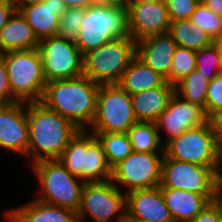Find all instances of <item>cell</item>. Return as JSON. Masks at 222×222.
Here are the masks:
<instances>
[{"label": "cell", "instance_id": "10", "mask_svg": "<svg viewBox=\"0 0 222 222\" xmlns=\"http://www.w3.org/2000/svg\"><path fill=\"white\" fill-rule=\"evenodd\" d=\"M111 180L85 183L76 213L78 222H87L89 215L94 222H126V193H122Z\"/></svg>", "mask_w": 222, "mask_h": 222}, {"label": "cell", "instance_id": "45", "mask_svg": "<svg viewBox=\"0 0 222 222\" xmlns=\"http://www.w3.org/2000/svg\"><path fill=\"white\" fill-rule=\"evenodd\" d=\"M218 198L222 201V174L220 175V180H219Z\"/></svg>", "mask_w": 222, "mask_h": 222}, {"label": "cell", "instance_id": "30", "mask_svg": "<svg viewBox=\"0 0 222 222\" xmlns=\"http://www.w3.org/2000/svg\"><path fill=\"white\" fill-rule=\"evenodd\" d=\"M196 68V51L177 46L172 56L169 83L175 85Z\"/></svg>", "mask_w": 222, "mask_h": 222}, {"label": "cell", "instance_id": "19", "mask_svg": "<svg viewBox=\"0 0 222 222\" xmlns=\"http://www.w3.org/2000/svg\"><path fill=\"white\" fill-rule=\"evenodd\" d=\"M166 206L174 222H189L218 195H200L190 191L161 188Z\"/></svg>", "mask_w": 222, "mask_h": 222}, {"label": "cell", "instance_id": "44", "mask_svg": "<svg viewBox=\"0 0 222 222\" xmlns=\"http://www.w3.org/2000/svg\"><path fill=\"white\" fill-rule=\"evenodd\" d=\"M5 219H7V221L9 220V222H20L18 217L16 216V214L12 211V209L10 211H5Z\"/></svg>", "mask_w": 222, "mask_h": 222}, {"label": "cell", "instance_id": "41", "mask_svg": "<svg viewBox=\"0 0 222 222\" xmlns=\"http://www.w3.org/2000/svg\"><path fill=\"white\" fill-rule=\"evenodd\" d=\"M202 3L214 14L222 17V0H204Z\"/></svg>", "mask_w": 222, "mask_h": 222}, {"label": "cell", "instance_id": "8", "mask_svg": "<svg viewBox=\"0 0 222 222\" xmlns=\"http://www.w3.org/2000/svg\"><path fill=\"white\" fill-rule=\"evenodd\" d=\"M131 95L118 84H100L91 133H126L136 123Z\"/></svg>", "mask_w": 222, "mask_h": 222}, {"label": "cell", "instance_id": "32", "mask_svg": "<svg viewBox=\"0 0 222 222\" xmlns=\"http://www.w3.org/2000/svg\"><path fill=\"white\" fill-rule=\"evenodd\" d=\"M196 68L204 74L208 80H212L219 73H222L218 41L196 51Z\"/></svg>", "mask_w": 222, "mask_h": 222}, {"label": "cell", "instance_id": "50", "mask_svg": "<svg viewBox=\"0 0 222 222\" xmlns=\"http://www.w3.org/2000/svg\"><path fill=\"white\" fill-rule=\"evenodd\" d=\"M218 42L222 45V37L218 40Z\"/></svg>", "mask_w": 222, "mask_h": 222}, {"label": "cell", "instance_id": "27", "mask_svg": "<svg viewBox=\"0 0 222 222\" xmlns=\"http://www.w3.org/2000/svg\"><path fill=\"white\" fill-rule=\"evenodd\" d=\"M209 81L204 74L195 68L174 85L175 93L187 101L200 105L206 113V96Z\"/></svg>", "mask_w": 222, "mask_h": 222}, {"label": "cell", "instance_id": "21", "mask_svg": "<svg viewBox=\"0 0 222 222\" xmlns=\"http://www.w3.org/2000/svg\"><path fill=\"white\" fill-rule=\"evenodd\" d=\"M39 40L20 11L15 10L0 31V54L38 47Z\"/></svg>", "mask_w": 222, "mask_h": 222}, {"label": "cell", "instance_id": "20", "mask_svg": "<svg viewBox=\"0 0 222 222\" xmlns=\"http://www.w3.org/2000/svg\"><path fill=\"white\" fill-rule=\"evenodd\" d=\"M174 92L175 86L166 81L162 86L132 94L131 100L136 120L156 122Z\"/></svg>", "mask_w": 222, "mask_h": 222}, {"label": "cell", "instance_id": "4", "mask_svg": "<svg viewBox=\"0 0 222 222\" xmlns=\"http://www.w3.org/2000/svg\"><path fill=\"white\" fill-rule=\"evenodd\" d=\"M136 56V41L130 36L110 40L83 54V75L98 84H117Z\"/></svg>", "mask_w": 222, "mask_h": 222}, {"label": "cell", "instance_id": "34", "mask_svg": "<svg viewBox=\"0 0 222 222\" xmlns=\"http://www.w3.org/2000/svg\"><path fill=\"white\" fill-rule=\"evenodd\" d=\"M170 21L189 19L199 2L197 0H164Z\"/></svg>", "mask_w": 222, "mask_h": 222}, {"label": "cell", "instance_id": "33", "mask_svg": "<svg viewBox=\"0 0 222 222\" xmlns=\"http://www.w3.org/2000/svg\"><path fill=\"white\" fill-rule=\"evenodd\" d=\"M85 8H67L60 16L58 35L66 41L76 43L78 30L85 14Z\"/></svg>", "mask_w": 222, "mask_h": 222}, {"label": "cell", "instance_id": "26", "mask_svg": "<svg viewBox=\"0 0 222 222\" xmlns=\"http://www.w3.org/2000/svg\"><path fill=\"white\" fill-rule=\"evenodd\" d=\"M126 133L134 152L164 153L162 138L155 122L137 121Z\"/></svg>", "mask_w": 222, "mask_h": 222}, {"label": "cell", "instance_id": "5", "mask_svg": "<svg viewBox=\"0 0 222 222\" xmlns=\"http://www.w3.org/2000/svg\"><path fill=\"white\" fill-rule=\"evenodd\" d=\"M32 169L41 186L42 195L36 199L77 213L85 185L79 177L72 175L57 159L35 162Z\"/></svg>", "mask_w": 222, "mask_h": 222}, {"label": "cell", "instance_id": "16", "mask_svg": "<svg viewBox=\"0 0 222 222\" xmlns=\"http://www.w3.org/2000/svg\"><path fill=\"white\" fill-rule=\"evenodd\" d=\"M126 222H174L160 186L126 193Z\"/></svg>", "mask_w": 222, "mask_h": 222}, {"label": "cell", "instance_id": "1", "mask_svg": "<svg viewBox=\"0 0 222 222\" xmlns=\"http://www.w3.org/2000/svg\"><path fill=\"white\" fill-rule=\"evenodd\" d=\"M29 140L27 156L31 164L58 159L70 140L80 131L70 120L40 101L27 102Z\"/></svg>", "mask_w": 222, "mask_h": 222}, {"label": "cell", "instance_id": "22", "mask_svg": "<svg viewBox=\"0 0 222 222\" xmlns=\"http://www.w3.org/2000/svg\"><path fill=\"white\" fill-rule=\"evenodd\" d=\"M166 79L136 56L131 60L117 83L129 95L162 86Z\"/></svg>", "mask_w": 222, "mask_h": 222}, {"label": "cell", "instance_id": "15", "mask_svg": "<svg viewBox=\"0 0 222 222\" xmlns=\"http://www.w3.org/2000/svg\"><path fill=\"white\" fill-rule=\"evenodd\" d=\"M28 140L27 102L0 104V147L27 157Z\"/></svg>", "mask_w": 222, "mask_h": 222}, {"label": "cell", "instance_id": "7", "mask_svg": "<svg viewBox=\"0 0 222 222\" xmlns=\"http://www.w3.org/2000/svg\"><path fill=\"white\" fill-rule=\"evenodd\" d=\"M164 154L170 159L206 167H222L221 144L209 121L172 138L164 145Z\"/></svg>", "mask_w": 222, "mask_h": 222}, {"label": "cell", "instance_id": "17", "mask_svg": "<svg viewBox=\"0 0 222 222\" xmlns=\"http://www.w3.org/2000/svg\"><path fill=\"white\" fill-rule=\"evenodd\" d=\"M176 48L177 43L168 31L158 33L136 41V57L169 83L172 56Z\"/></svg>", "mask_w": 222, "mask_h": 222}, {"label": "cell", "instance_id": "11", "mask_svg": "<svg viewBox=\"0 0 222 222\" xmlns=\"http://www.w3.org/2000/svg\"><path fill=\"white\" fill-rule=\"evenodd\" d=\"M37 49L47 82L83 75V55L75 43L56 35L39 40Z\"/></svg>", "mask_w": 222, "mask_h": 222}, {"label": "cell", "instance_id": "42", "mask_svg": "<svg viewBox=\"0 0 222 222\" xmlns=\"http://www.w3.org/2000/svg\"><path fill=\"white\" fill-rule=\"evenodd\" d=\"M9 1L13 4L15 10L17 11H19L21 8L27 5L42 2V0H9Z\"/></svg>", "mask_w": 222, "mask_h": 222}, {"label": "cell", "instance_id": "46", "mask_svg": "<svg viewBox=\"0 0 222 222\" xmlns=\"http://www.w3.org/2000/svg\"><path fill=\"white\" fill-rule=\"evenodd\" d=\"M156 1H164V0H131L130 2H156Z\"/></svg>", "mask_w": 222, "mask_h": 222}, {"label": "cell", "instance_id": "49", "mask_svg": "<svg viewBox=\"0 0 222 222\" xmlns=\"http://www.w3.org/2000/svg\"><path fill=\"white\" fill-rule=\"evenodd\" d=\"M221 165H222V144H221Z\"/></svg>", "mask_w": 222, "mask_h": 222}, {"label": "cell", "instance_id": "36", "mask_svg": "<svg viewBox=\"0 0 222 222\" xmlns=\"http://www.w3.org/2000/svg\"><path fill=\"white\" fill-rule=\"evenodd\" d=\"M18 100L12 95L4 56L0 54V104H12Z\"/></svg>", "mask_w": 222, "mask_h": 222}, {"label": "cell", "instance_id": "40", "mask_svg": "<svg viewBox=\"0 0 222 222\" xmlns=\"http://www.w3.org/2000/svg\"><path fill=\"white\" fill-rule=\"evenodd\" d=\"M66 8H88L97 0H62Z\"/></svg>", "mask_w": 222, "mask_h": 222}, {"label": "cell", "instance_id": "29", "mask_svg": "<svg viewBox=\"0 0 222 222\" xmlns=\"http://www.w3.org/2000/svg\"><path fill=\"white\" fill-rule=\"evenodd\" d=\"M86 153V130H80L68 143L57 159L72 175L84 183V160Z\"/></svg>", "mask_w": 222, "mask_h": 222}, {"label": "cell", "instance_id": "31", "mask_svg": "<svg viewBox=\"0 0 222 222\" xmlns=\"http://www.w3.org/2000/svg\"><path fill=\"white\" fill-rule=\"evenodd\" d=\"M189 19L214 41H218L222 37V17L214 14L202 2L197 5Z\"/></svg>", "mask_w": 222, "mask_h": 222}, {"label": "cell", "instance_id": "13", "mask_svg": "<svg viewBox=\"0 0 222 222\" xmlns=\"http://www.w3.org/2000/svg\"><path fill=\"white\" fill-rule=\"evenodd\" d=\"M207 122L208 117L203 107L181 98L174 92L166 109L155 123L159 133L165 131L167 134V139L162 142L165 145L172 138Z\"/></svg>", "mask_w": 222, "mask_h": 222}, {"label": "cell", "instance_id": "38", "mask_svg": "<svg viewBox=\"0 0 222 222\" xmlns=\"http://www.w3.org/2000/svg\"><path fill=\"white\" fill-rule=\"evenodd\" d=\"M212 129L216 135L217 140L222 144V109L215 111L209 118Z\"/></svg>", "mask_w": 222, "mask_h": 222}, {"label": "cell", "instance_id": "28", "mask_svg": "<svg viewBox=\"0 0 222 222\" xmlns=\"http://www.w3.org/2000/svg\"><path fill=\"white\" fill-rule=\"evenodd\" d=\"M93 134L101 144L111 168L133 152L127 133L101 132Z\"/></svg>", "mask_w": 222, "mask_h": 222}, {"label": "cell", "instance_id": "48", "mask_svg": "<svg viewBox=\"0 0 222 222\" xmlns=\"http://www.w3.org/2000/svg\"><path fill=\"white\" fill-rule=\"evenodd\" d=\"M220 222H222V201L220 200Z\"/></svg>", "mask_w": 222, "mask_h": 222}, {"label": "cell", "instance_id": "39", "mask_svg": "<svg viewBox=\"0 0 222 222\" xmlns=\"http://www.w3.org/2000/svg\"><path fill=\"white\" fill-rule=\"evenodd\" d=\"M14 11L15 8L9 0H0V31Z\"/></svg>", "mask_w": 222, "mask_h": 222}, {"label": "cell", "instance_id": "3", "mask_svg": "<svg viewBox=\"0 0 222 222\" xmlns=\"http://www.w3.org/2000/svg\"><path fill=\"white\" fill-rule=\"evenodd\" d=\"M75 45L81 54L99 48L106 42L130 36L127 7L97 0L86 8Z\"/></svg>", "mask_w": 222, "mask_h": 222}, {"label": "cell", "instance_id": "47", "mask_svg": "<svg viewBox=\"0 0 222 222\" xmlns=\"http://www.w3.org/2000/svg\"><path fill=\"white\" fill-rule=\"evenodd\" d=\"M218 50L220 53V57H221V70H222V45L218 42Z\"/></svg>", "mask_w": 222, "mask_h": 222}, {"label": "cell", "instance_id": "14", "mask_svg": "<svg viewBox=\"0 0 222 222\" xmlns=\"http://www.w3.org/2000/svg\"><path fill=\"white\" fill-rule=\"evenodd\" d=\"M127 19L128 31L134 41L167 32L171 23L165 1L130 2Z\"/></svg>", "mask_w": 222, "mask_h": 222}, {"label": "cell", "instance_id": "37", "mask_svg": "<svg viewBox=\"0 0 222 222\" xmlns=\"http://www.w3.org/2000/svg\"><path fill=\"white\" fill-rule=\"evenodd\" d=\"M189 222H220V199L211 201Z\"/></svg>", "mask_w": 222, "mask_h": 222}, {"label": "cell", "instance_id": "6", "mask_svg": "<svg viewBox=\"0 0 222 222\" xmlns=\"http://www.w3.org/2000/svg\"><path fill=\"white\" fill-rule=\"evenodd\" d=\"M12 95L21 102L41 101L47 81L38 49L2 53Z\"/></svg>", "mask_w": 222, "mask_h": 222}, {"label": "cell", "instance_id": "12", "mask_svg": "<svg viewBox=\"0 0 222 222\" xmlns=\"http://www.w3.org/2000/svg\"><path fill=\"white\" fill-rule=\"evenodd\" d=\"M163 157L164 153L133 151L126 159L112 168L111 181L116 186L118 185L117 187L127 186L126 193L158 187L161 183Z\"/></svg>", "mask_w": 222, "mask_h": 222}, {"label": "cell", "instance_id": "2", "mask_svg": "<svg viewBox=\"0 0 222 222\" xmlns=\"http://www.w3.org/2000/svg\"><path fill=\"white\" fill-rule=\"evenodd\" d=\"M100 84L82 75L73 79L53 80L45 85L41 103L70 120L80 130L91 125Z\"/></svg>", "mask_w": 222, "mask_h": 222}, {"label": "cell", "instance_id": "43", "mask_svg": "<svg viewBox=\"0 0 222 222\" xmlns=\"http://www.w3.org/2000/svg\"><path fill=\"white\" fill-rule=\"evenodd\" d=\"M99 1L109 3V4L122 5L124 7H127L131 0H99Z\"/></svg>", "mask_w": 222, "mask_h": 222}, {"label": "cell", "instance_id": "25", "mask_svg": "<svg viewBox=\"0 0 222 222\" xmlns=\"http://www.w3.org/2000/svg\"><path fill=\"white\" fill-rule=\"evenodd\" d=\"M168 32L177 43V46L194 51L201 50L215 42L204 30L192 23L190 19L171 21Z\"/></svg>", "mask_w": 222, "mask_h": 222}, {"label": "cell", "instance_id": "18", "mask_svg": "<svg viewBox=\"0 0 222 222\" xmlns=\"http://www.w3.org/2000/svg\"><path fill=\"white\" fill-rule=\"evenodd\" d=\"M66 5L62 0H42L19 11L25 17L38 40L58 35L60 16Z\"/></svg>", "mask_w": 222, "mask_h": 222}, {"label": "cell", "instance_id": "35", "mask_svg": "<svg viewBox=\"0 0 222 222\" xmlns=\"http://www.w3.org/2000/svg\"><path fill=\"white\" fill-rule=\"evenodd\" d=\"M222 109V73L209 81L206 96V115L209 118L215 111Z\"/></svg>", "mask_w": 222, "mask_h": 222}, {"label": "cell", "instance_id": "23", "mask_svg": "<svg viewBox=\"0 0 222 222\" xmlns=\"http://www.w3.org/2000/svg\"><path fill=\"white\" fill-rule=\"evenodd\" d=\"M12 211L20 222H76V213L70 209L42 202L38 199Z\"/></svg>", "mask_w": 222, "mask_h": 222}, {"label": "cell", "instance_id": "9", "mask_svg": "<svg viewBox=\"0 0 222 222\" xmlns=\"http://www.w3.org/2000/svg\"><path fill=\"white\" fill-rule=\"evenodd\" d=\"M221 167H206L168 158L162 160L161 188L190 191L200 195H218Z\"/></svg>", "mask_w": 222, "mask_h": 222}, {"label": "cell", "instance_id": "24", "mask_svg": "<svg viewBox=\"0 0 222 222\" xmlns=\"http://www.w3.org/2000/svg\"><path fill=\"white\" fill-rule=\"evenodd\" d=\"M109 166L101 144L94 134L86 130V153L84 160V183H100L111 180Z\"/></svg>", "mask_w": 222, "mask_h": 222}]
</instances>
